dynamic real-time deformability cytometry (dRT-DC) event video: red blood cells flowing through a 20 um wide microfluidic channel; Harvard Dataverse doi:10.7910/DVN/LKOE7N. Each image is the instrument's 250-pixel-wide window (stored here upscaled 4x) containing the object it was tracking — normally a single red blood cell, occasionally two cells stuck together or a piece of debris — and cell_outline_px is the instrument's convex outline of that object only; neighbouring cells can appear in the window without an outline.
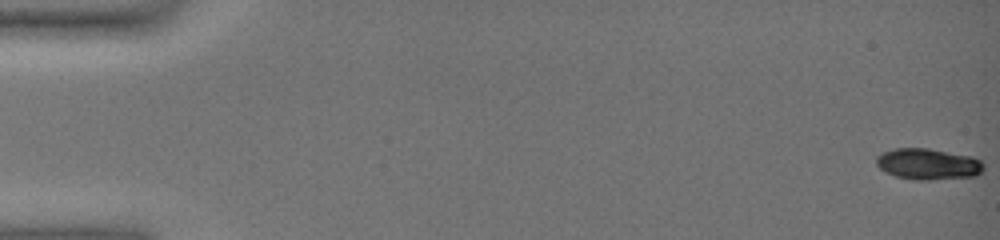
{"species": "common noctule bat (a hibernating species)", "species_latin": "Nyctalus noctula", "temperature_condition": "warm", "stored_images_in_passage": 62, "camera_frame_rate_fps": 3000, "um_per_image_px": 0.085, "animal": {"sex": "female", "body_mass_g": 19.0, "forearm_length_mm": 51.5}, "frame": {"image": 1, "passage_image": 1, "time_ms": 0.0, "image_size_px": [1000, 240], "cell_outline_px": [[984, 168], [976, 176], [928, 180], [916, 180], [896, 176], [884, 172], [876, 164], [876, 156], [884, 152], [896, 148], [928, 148], [972, 156], [980, 160], [984, 164]], "centroid_in_image_um": [78.88, 13.94], "position_along_channel_um": 6.1, "area_um2": 19.54}}
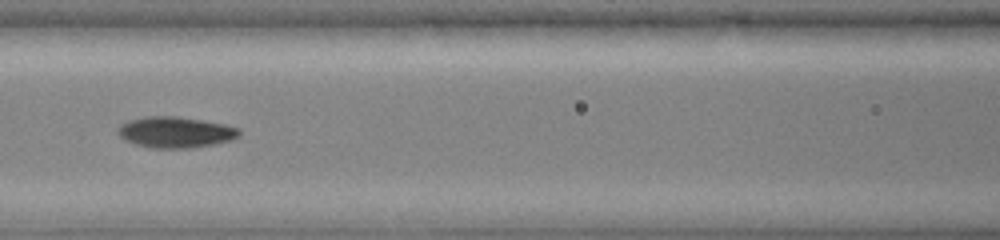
{"frame": {"image": 2, "passage_image": 31, "time_ms": 10.0, "image_size_px": [1000, 240], "cell_outline_px": [[240, 136], [232, 140], [216, 144], [192, 148], [152, 148], [136, 144], [124, 140], [116, 132], [116, 128], [120, 124], [128, 120], [144, 116], [176, 116], [224, 124], [240, 128]], "centroid_in_image_um": [14.9, 11.24], "position_along_channel_um": 151.7, "area_um2": 22.2}}
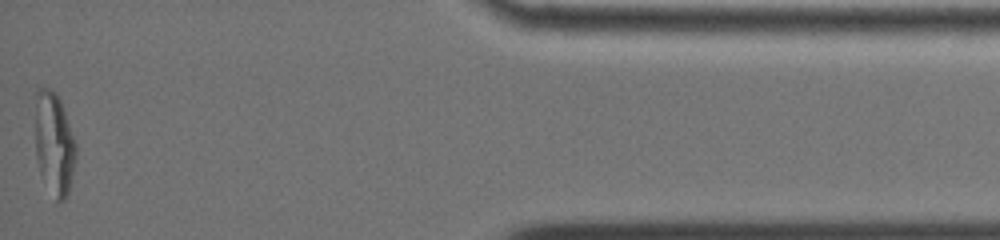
{"frame": {"image": 3, "passage_image": 62, "time_ms": 20.333, "image_size_px": [1000, 240], "cell_outline_px": [[76, 160], [68, 192], [64, 200], [56, 200], [40, 172], [36, 156], [36, 88], [52, 88], [56, 92], [60, 100], [76, 144]], "centroid_in_image_um": [4.61, 12.17], "position_along_channel_um": 430.6, "area_um2": 23.99}, "authors_computed_cell_mechanics": {"area_um2": 20.6057, "velocity_mm_per_s": 3.2241, "shape_relaxation_time_tau1_ms": 7.0571, "shape_relaxation_time_tau2_ms": 2.5236, "deformation_change_tau1": 0.2604, "deformation_change_tau2": 0.0491}}